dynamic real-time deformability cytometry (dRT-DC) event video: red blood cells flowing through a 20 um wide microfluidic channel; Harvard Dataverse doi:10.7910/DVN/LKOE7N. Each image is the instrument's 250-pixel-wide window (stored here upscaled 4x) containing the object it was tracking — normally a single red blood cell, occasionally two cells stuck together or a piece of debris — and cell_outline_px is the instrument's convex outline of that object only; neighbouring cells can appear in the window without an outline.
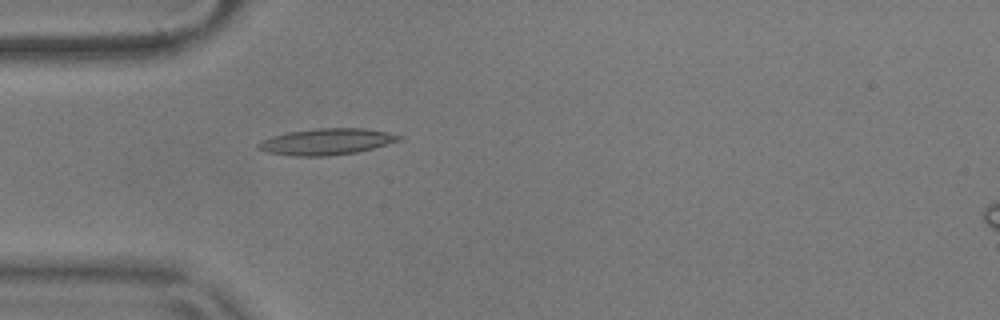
{"species": "common noctule bat (a hibernating species)", "species_latin": "Nyctalus noctula", "temperature_condition": "warm", "stored_images_in_passage": 55, "camera_frame_rate_fps": 3000, "um_per_image_px": 0.085, "animal": {"sex": "male", "body_mass_g": 17.9}, "frame": {"image": 1, "passage_image": 16, "time_ms": 5.0, "image_size_px": [1000, 320], "cell_outline_px": [[404, 140], [356, 152], [328, 156], [296, 156], [268, 152], [256, 148], [256, 144], [260, 140], [272, 136], [288, 132], [316, 128], [364, 128], [388, 132], [404, 136]], "centroid_in_image_um": [27.78, 12.03], "position_along_channel_um": 57.2, "area_um2": 21.73}}
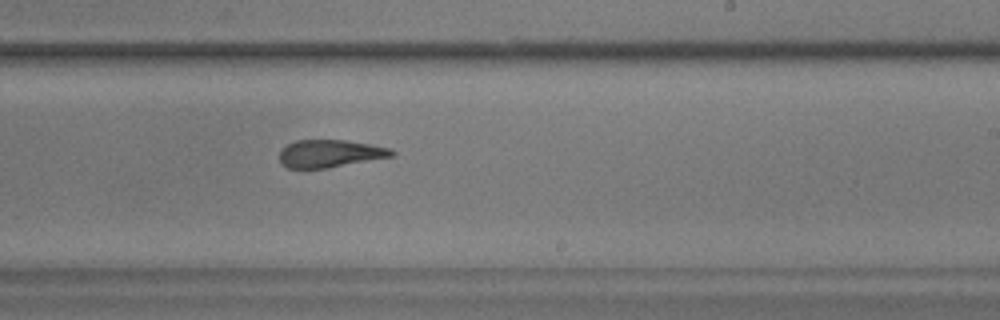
{"frame": {"image": 2, "passage_image": 33, "time_ms": 10.667, "image_size_px": [1000, 320], "cell_outline_px": [[396, 156], [328, 168], [288, 168], [280, 164], [280, 152], [288, 144], [296, 140], [348, 140], [388, 148], [396, 152]], "centroid_in_image_um": [28.07, 13.06], "position_along_channel_um": 260.9, "area_um2": 18.09}}
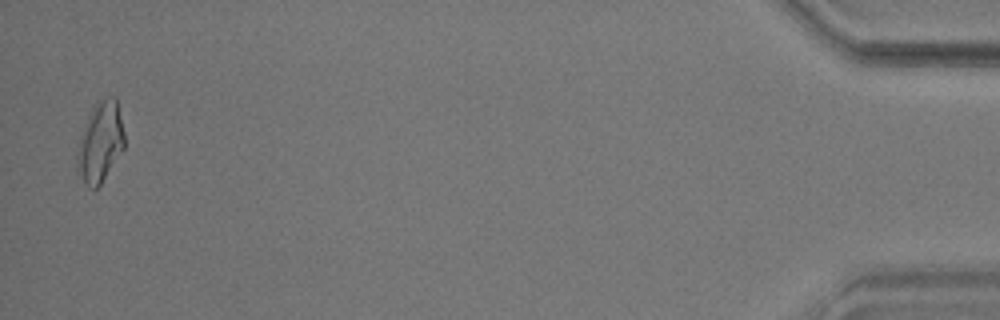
{"frame": {"image": 3, "passage_image": 54, "time_ms": 17.667, "image_size_px": [1000, 320], "cell_outline_px": [[124, 148], [100, 184], [96, 188], [88, 188], [84, 184], [76, 172], [76, 152], [80, 136], [88, 116], [96, 100], [112, 96], [116, 96], [124, 132]], "centroid_in_image_um": [8.49, 12.08], "position_along_channel_um": 426.7, "area_um2": 22.31}, "authors_computed_cell_mechanics": {"area_um2": 19.7676, "velocity_mm_per_s": 3.6515, "shape_relaxation_time_tau1_ms": null, "shape_relaxation_time_tau2_ms": 3.7402, "deformation_change_tau1": null, "deformation_change_tau2": 0.1328}}